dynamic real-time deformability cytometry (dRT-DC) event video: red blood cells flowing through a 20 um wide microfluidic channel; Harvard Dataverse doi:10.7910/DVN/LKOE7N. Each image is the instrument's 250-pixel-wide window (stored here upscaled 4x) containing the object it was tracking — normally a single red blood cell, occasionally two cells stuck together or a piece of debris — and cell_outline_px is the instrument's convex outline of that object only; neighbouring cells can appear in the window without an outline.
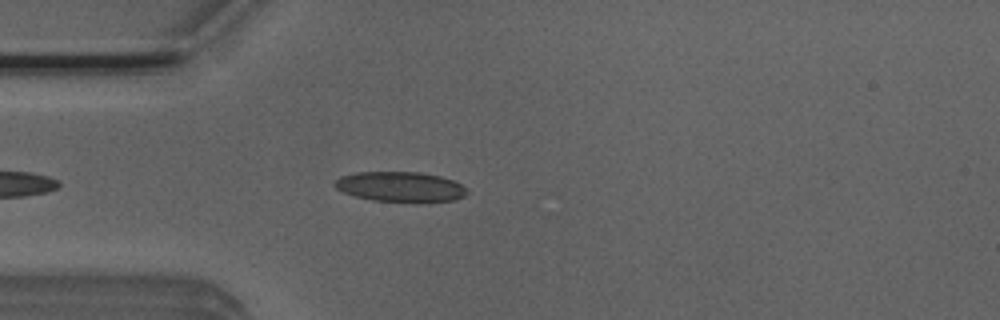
{"species": "Egyptian fruit bat (a non-hibernating species)", "species_latin": "Rousettus aegyptiacus", "temperature_condition": "room temperature", "stored_images_in_passage": 26, "camera_frame_rate_fps": 3000, "um_per_image_px": 0.085, "animal": {"sex": "male"}, "frame": {"image": 1, "passage_image": 3, "time_ms": 0.667, "image_size_px": [1000, 320], "cell_outline_px": [[468, 192], [464, 196], [456, 200], [420, 204], [416, 204], [372, 200], [356, 196], [344, 192], [336, 188], [332, 184], [340, 176], [356, 172], [420, 172], [440, 176], [452, 180], [460, 184]], "centroid_in_image_um": [34.05, 15.91], "position_along_channel_um": 50.9, "area_um2": 23.76}}
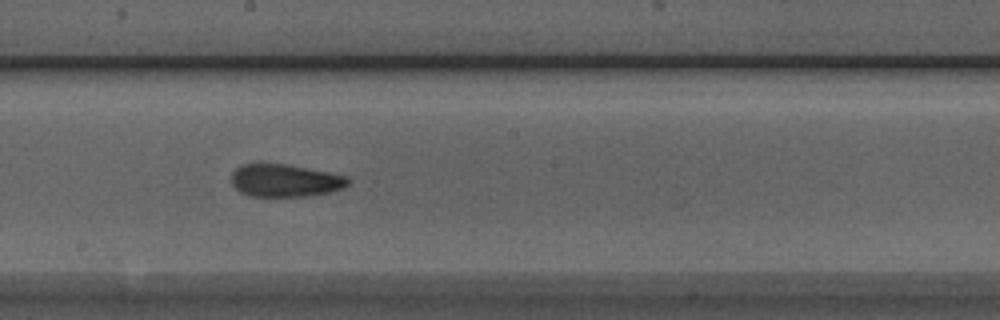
{"frame": {"image": 2, "passage_image": 17, "time_ms": 5.333, "image_size_px": [1000, 320], "cell_outline_px": [[352, 180], [344, 188], [328, 192], [308, 196], [248, 196], [240, 192], [232, 184], [232, 172], [240, 164], [260, 160], [288, 164], [348, 176]], "centroid_in_image_um": [24.19, 15.3], "position_along_channel_um": 224.0, "area_um2": 22.95}}
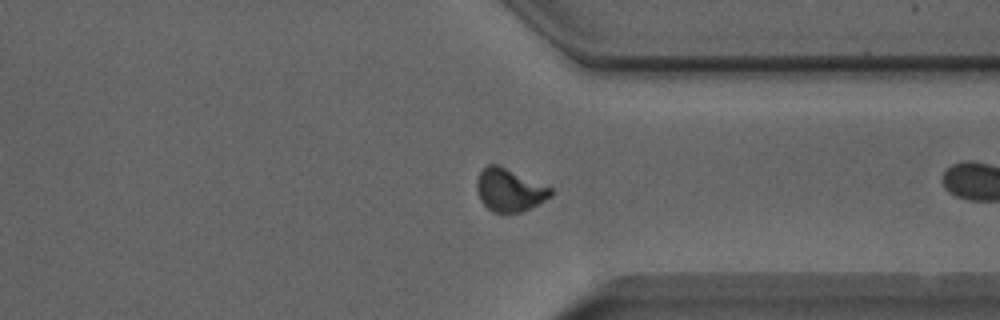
{"frame": {"image": 3, "passage_image": 25, "time_ms": 8.0, "image_size_px": [1000, 320], "cell_outline_px": [[552, 196], [520, 212], [492, 212], [480, 200], [476, 188], [476, 180], [480, 172], [488, 164], [496, 164], [552, 188]], "centroid_in_image_um": [43.26, 16.15], "position_along_channel_um": 368.1, "area_um2": 18.03}}